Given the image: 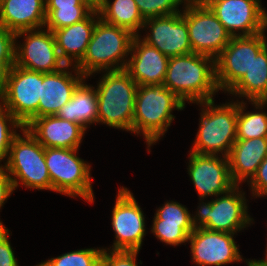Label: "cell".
Here are the masks:
<instances>
[{
  "label": "cell",
  "instance_id": "22",
  "mask_svg": "<svg viewBox=\"0 0 267 266\" xmlns=\"http://www.w3.org/2000/svg\"><path fill=\"white\" fill-rule=\"evenodd\" d=\"M267 157V137L236 140L228 155L230 174L235 185L247 184Z\"/></svg>",
  "mask_w": 267,
  "mask_h": 266
},
{
  "label": "cell",
  "instance_id": "4",
  "mask_svg": "<svg viewBox=\"0 0 267 266\" xmlns=\"http://www.w3.org/2000/svg\"><path fill=\"white\" fill-rule=\"evenodd\" d=\"M134 36L129 30L99 18L86 52L75 67L87 79L102 71L125 69Z\"/></svg>",
  "mask_w": 267,
  "mask_h": 266
},
{
  "label": "cell",
  "instance_id": "34",
  "mask_svg": "<svg viewBox=\"0 0 267 266\" xmlns=\"http://www.w3.org/2000/svg\"><path fill=\"white\" fill-rule=\"evenodd\" d=\"M139 251L103 249L100 266H138Z\"/></svg>",
  "mask_w": 267,
  "mask_h": 266
},
{
  "label": "cell",
  "instance_id": "29",
  "mask_svg": "<svg viewBox=\"0 0 267 266\" xmlns=\"http://www.w3.org/2000/svg\"><path fill=\"white\" fill-rule=\"evenodd\" d=\"M152 222L151 233L161 242L174 247L186 244L189 235L194 230L192 224L163 223V220L158 219L155 215Z\"/></svg>",
  "mask_w": 267,
  "mask_h": 266
},
{
  "label": "cell",
  "instance_id": "30",
  "mask_svg": "<svg viewBox=\"0 0 267 266\" xmlns=\"http://www.w3.org/2000/svg\"><path fill=\"white\" fill-rule=\"evenodd\" d=\"M103 247L85 248L44 261L48 266H100Z\"/></svg>",
  "mask_w": 267,
  "mask_h": 266
},
{
  "label": "cell",
  "instance_id": "3",
  "mask_svg": "<svg viewBox=\"0 0 267 266\" xmlns=\"http://www.w3.org/2000/svg\"><path fill=\"white\" fill-rule=\"evenodd\" d=\"M102 73L95 85L98 97L97 124L132 133L138 85L125 69Z\"/></svg>",
  "mask_w": 267,
  "mask_h": 266
},
{
  "label": "cell",
  "instance_id": "26",
  "mask_svg": "<svg viewBox=\"0 0 267 266\" xmlns=\"http://www.w3.org/2000/svg\"><path fill=\"white\" fill-rule=\"evenodd\" d=\"M45 28L52 32L86 19L96 5L90 0H48Z\"/></svg>",
  "mask_w": 267,
  "mask_h": 266
},
{
  "label": "cell",
  "instance_id": "8",
  "mask_svg": "<svg viewBox=\"0 0 267 266\" xmlns=\"http://www.w3.org/2000/svg\"><path fill=\"white\" fill-rule=\"evenodd\" d=\"M78 149L45 148V162L51 179V191L94 202L91 164L78 157Z\"/></svg>",
  "mask_w": 267,
  "mask_h": 266
},
{
  "label": "cell",
  "instance_id": "2",
  "mask_svg": "<svg viewBox=\"0 0 267 266\" xmlns=\"http://www.w3.org/2000/svg\"><path fill=\"white\" fill-rule=\"evenodd\" d=\"M186 104L164 84L138 86L135 98L132 134H142L150 148L167 132L175 116L173 110H184Z\"/></svg>",
  "mask_w": 267,
  "mask_h": 266
},
{
  "label": "cell",
  "instance_id": "25",
  "mask_svg": "<svg viewBox=\"0 0 267 266\" xmlns=\"http://www.w3.org/2000/svg\"><path fill=\"white\" fill-rule=\"evenodd\" d=\"M247 101H267V45L253 59L249 70L227 92Z\"/></svg>",
  "mask_w": 267,
  "mask_h": 266
},
{
  "label": "cell",
  "instance_id": "13",
  "mask_svg": "<svg viewBox=\"0 0 267 266\" xmlns=\"http://www.w3.org/2000/svg\"><path fill=\"white\" fill-rule=\"evenodd\" d=\"M145 218L133 193L121 186L117 191L111 216L115 239L111 247L103 249L140 251L146 235Z\"/></svg>",
  "mask_w": 267,
  "mask_h": 266
},
{
  "label": "cell",
  "instance_id": "35",
  "mask_svg": "<svg viewBox=\"0 0 267 266\" xmlns=\"http://www.w3.org/2000/svg\"><path fill=\"white\" fill-rule=\"evenodd\" d=\"M10 234L7 227L0 226V266H19L8 238Z\"/></svg>",
  "mask_w": 267,
  "mask_h": 266
},
{
  "label": "cell",
  "instance_id": "5",
  "mask_svg": "<svg viewBox=\"0 0 267 266\" xmlns=\"http://www.w3.org/2000/svg\"><path fill=\"white\" fill-rule=\"evenodd\" d=\"M214 101L196 103L200 105L201 113L198 132L190 151L228 157L237 140V100L220 105H215Z\"/></svg>",
  "mask_w": 267,
  "mask_h": 266
},
{
  "label": "cell",
  "instance_id": "7",
  "mask_svg": "<svg viewBox=\"0 0 267 266\" xmlns=\"http://www.w3.org/2000/svg\"><path fill=\"white\" fill-rule=\"evenodd\" d=\"M246 192L236 185L227 193L205 201L200 198L198 209L191 215L194 228L203 227L211 231L236 234L253 224L248 213ZM247 201V202H246Z\"/></svg>",
  "mask_w": 267,
  "mask_h": 266
},
{
  "label": "cell",
  "instance_id": "41",
  "mask_svg": "<svg viewBox=\"0 0 267 266\" xmlns=\"http://www.w3.org/2000/svg\"><path fill=\"white\" fill-rule=\"evenodd\" d=\"M36 266H48L45 262H41L39 264H37Z\"/></svg>",
  "mask_w": 267,
  "mask_h": 266
},
{
  "label": "cell",
  "instance_id": "33",
  "mask_svg": "<svg viewBox=\"0 0 267 266\" xmlns=\"http://www.w3.org/2000/svg\"><path fill=\"white\" fill-rule=\"evenodd\" d=\"M155 216L163 220V223L192 224L190 211L177 201H166L156 209Z\"/></svg>",
  "mask_w": 267,
  "mask_h": 266
},
{
  "label": "cell",
  "instance_id": "15",
  "mask_svg": "<svg viewBox=\"0 0 267 266\" xmlns=\"http://www.w3.org/2000/svg\"><path fill=\"white\" fill-rule=\"evenodd\" d=\"M188 152L187 172L199 199L223 195L236 186L231 178L228 157Z\"/></svg>",
  "mask_w": 267,
  "mask_h": 266
},
{
  "label": "cell",
  "instance_id": "28",
  "mask_svg": "<svg viewBox=\"0 0 267 266\" xmlns=\"http://www.w3.org/2000/svg\"><path fill=\"white\" fill-rule=\"evenodd\" d=\"M248 102L255 107L254 111H246L247 107L245 105L247 101H240L237 98L236 139L248 140L257 137H267V113L263 109L267 107V101L256 100Z\"/></svg>",
  "mask_w": 267,
  "mask_h": 266
},
{
  "label": "cell",
  "instance_id": "14",
  "mask_svg": "<svg viewBox=\"0 0 267 266\" xmlns=\"http://www.w3.org/2000/svg\"><path fill=\"white\" fill-rule=\"evenodd\" d=\"M202 1L232 37L252 36L267 29V11L261 0Z\"/></svg>",
  "mask_w": 267,
  "mask_h": 266
},
{
  "label": "cell",
  "instance_id": "6",
  "mask_svg": "<svg viewBox=\"0 0 267 266\" xmlns=\"http://www.w3.org/2000/svg\"><path fill=\"white\" fill-rule=\"evenodd\" d=\"M12 141L3 169L13 182L14 189L51 191V179L45 162V148L23 128ZM20 184V185H19Z\"/></svg>",
  "mask_w": 267,
  "mask_h": 266
},
{
  "label": "cell",
  "instance_id": "39",
  "mask_svg": "<svg viewBox=\"0 0 267 266\" xmlns=\"http://www.w3.org/2000/svg\"><path fill=\"white\" fill-rule=\"evenodd\" d=\"M15 65V61H0V96L5 87L9 69Z\"/></svg>",
  "mask_w": 267,
  "mask_h": 266
},
{
  "label": "cell",
  "instance_id": "32",
  "mask_svg": "<svg viewBox=\"0 0 267 266\" xmlns=\"http://www.w3.org/2000/svg\"><path fill=\"white\" fill-rule=\"evenodd\" d=\"M142 15L146 20L152 17L168 16L180 13V5H184L187 0H134Z\"/></svg>",
  "mask_w": 267,
  "mask_h": 266
},
{
  "label": "cell",
  "instance_id": "21",
  "mask_svg": "<svg viewBox=\"0 0 267 266\" xmlns=\"http://www.w3.org/2000/svg\"><path fill=\"white\" fill-rule=\"evenodd\" d=\"M99 18L95 9L86 19L53 31L59 56L66 65L76 66L82 60Z\"/></svg>",
  "mask_w": 267,
  "mask_h": 266
},
{
  "label": "cell",
  "instance_id": "1",
  "mask_svg": "<svg viewBox=\"0 0 267 266\" xmlns=\"http://www.w3.org/2000/svg\"><path fill=\"white\" fill-rule=\"evenodd\" d=\"M163 84L185 104L213 100L219 92L215 59L193 52L171 57Z\"/></svg>",
  "mask_w": 267,
  "mask_h": 266
},
{
  "label": "cell",
  "instance_id": "27",
  "mask_svg": "<svg viewBox=\"0 0 267 266\" xmlns=\"http://www.w3.org/2000/svg\"><path fill=\"white\" fill-rule=\"evenodd\" d=\"M96 9L106 23L125 28L135 36L140 35L145 19L134 0H100Z\"/></svg>",
  "mask_w": 267,
  "mask_h": 266
},
{
  "label": "cell",
  "instance_id": "37",
  "mask_svg": "<svg viewBox=\"0 0 267 266\" xmlns=\"http://www.w3.org/2000/svg\"><path fill=\"white\" fill-rule=\"evenodd\" d=\"M15 34L0 26V61H15Z\"/></svg>",
  "mask_w": 267,
  "mask_h": 266
},
{
  "label": "cell",
  "instance_id": "43",
  "mask_svg": "<svg viewBox=\"0 0 267 266\" xmlns=\"http://www.w3.org/2000/svg\"><path fill=\"white\" fill-rule=\"evenodd\" d=\"M92 3H94L95 5H97L98 4V2L100 1V0H90Z\"/></svg>",
  "mask_w": 267,
  "mask_h": 266
},
{
  "label": "cell",
  "instance_id": "10",
  "mask_svg": "<svg viewBox=\"0 0 267 266\" xmlns=\"http://www.w3.org/2000/svg\"><path fill=\"white\" fill-rule=\"evenodd\" d=\"M43 73L16 65L9 69L1 94L2 107L8 110L24 128L38 118Z\"/></svg>",
  "mask_w": 267,
  "mask_h": 266
},
{
  "label": "cell",
  "instance_id": "24",
  "mask_svg": "<svg viewBox=\"0 0 267 266\" xmlns=\"http://www.w3.org/2000/svg\"><path fill=\"white\" fill-rule=\"evenodd\" d=\"M85 82L86 79L77 86L71 100L59 109L56 116L73 123H78L87 131L91 124L97 123L98 97L95 87Z\"/></svg>",
  "mask_w": 267,
  "mask_h": 266
},
{
  "label": "cell",
  "instance_id": "18",
  "mask_svg": "<svg viewBox=\"0 0 267 266\" xmlns=\"http://www.w3.org/2000/svg\"><path fill=\"white\" fill-rule=\"evenodd\" d=\"M134 36L125 70L138 86L163 84L169 58L157 48Z\"/></svg>",
  "mask_w": 267,
  "mask_h": 266
},
{
  "label": "cell",
  "instance_id": "40",
  "mask_svg": "<svg viewBox=\"0 0 267 266\" xmlns=\"http://www.w3.org/2000/svg\"><path fill=\"white\" fill-rule=\"evenodd\" d=\"M245 264L247 266H267V261L264 260H258V259H245Z\"/></svg>",
  "mask_w": 267,
  "mask_h": 266
},
{
  "label": "cell",
  "instance_id": "12",
  "mask_svg": "<svg viewBox=\"0 0 267 266\" xmlns=\"http://www.w3.org/2000/svg\"><path fill=\"white\" fill-rule=\"evenodd\" d=\"M22 37L21 43L18 39ZM15 65L42 73L57 72L66 66L59 56L53 32L45 27L16 32Z\"/></svg>",
  "mask_w": 267,
  "mask_h": 266
},
{
  "label": "cell",
  "instance_id": "36",
  "mask_svg": "<svg viewBox=\"0 0 267 266\" xmlns=\"http://www.w3.org/2000/svg\"><path fill=\"white\" fill-rule=\"evenodd\" d=\"M247 185L251 188L253 198L267 196V157L258 166L255 176Z\"/></svg>",
  "mask_w": 267,
  "mask_h": 266
},
{
  "label": "cell",
  "instance_id": "17",
  "mask_svg": "<svg viewBox=\"0 0 267 266\" xmlns=\"http://www.w3.org/2000/svg\"><path fill=\"white\" fill-rule=\"evenodd\" d=\"M142 29L149 30L141 39L168 58L192 52L183 7L180 13L146 19Z\"/></svg>",
  "mask_w": 267,
  "mask_h": 266
},
{
  "label": "cell",
  "instance_id": "23",
  "mask_svg": "<svg viewBox=\"0 0 267 266\" xmlns=\"http://www.w3.org/2000/svg\"><path fill=\"white\" fill-rule=\"evenodd\" d=\"M46 21V4L43 0H1L0 26L7 30L44 28Z\"/></svg>",
  "mask_w": 267,
  "mask_h": 266
},
{
  "label": "cell",
  "instance_id": "38",
  "mask_svg": "<svg viewBox=\"0 0 267 266\" xmlns=\"http://www.w3.org/2000/svg\"><path fill=\"white\" fill-rule=\"evenodd\" d=\"M14 190L12 179L7 172L0 167V210L7 202L8 198H10L11 194H13ZM0 226H3L1 219Z\"/></svg>",
  "mask_w": 267,
  "mask_h": 266
},
{
  "label": "cell",
  "instance_id": "16",
  "mask_svg": "<svg viewBox=\"0 0 267 266\" xmlns=\"http://www.w3.org/2000/svg\"><path fill=\"white\" fill-rule=\"evenodd\" d=\"M235 234L194 228L189 235L191 259L197 266H222L244 260L236 245Z\"/></svg>",
  "mask_w": 267,
  "mask_h": 266
},
{
  "label": "cell",
  "instance_id": "42",
  "mask_svg": "<svg viewBox=\"0 0 267 266\" xmlns=\"http://www.w3.org/2000/svg\"><path fill=\"white\" fill-rule=\"evenodd\" d=\"M266 253L264 254L265 255V258L264 259H261V260H264V261H267V246H266Z\"/></svg>",
  "mask_w": 267,
  "mask_h": 266
},
{
  "label": "cell",
  "instance_id": "9",
  "mask_svg": "<svg viewBox=\"0 0 267 266\" xmlns=\"http://www.w3.org/2000/svg\"><path fill=\"white\" fill-rule=\"evenodd\" d=\"M183 7L192 52L216 59L232 36L202 0H187Z\"/></svg>",
  "mask_w": 267,
  "mask_h": 266
},
{
  "label": "cell",
  "instance_id": "20",
  "mask_svg": "<svg viewBox=\"0 0 267 266\" xmlns=\"http://www.w3.org/2000/svg\"><path fill=\"white\" fill-rule=\"evenodd\" d=\"M73 69L71 72L69 70ZM74 72V74H72ZM86 79L75 67L66 65L53 73H43L38 118L56 115L59 109L71 100L74 90Z\"/></svg>",
  "mask_w": 267,
  "mask_h": 266
},
{
  "label": "cell",
  "instance_id": "19",
  "mask_svg": "<svg viewBox=\"0 0 267 266\" xmlns=\"http://www.w3.org/2000/svg\"><path fill=\"white\" fill-rule=\"evenodd\" d=\"M25 128L44 148H80L86 132L80 124L56 115L34 118Z\"/></svg>",
  "mask_w": 267,
  "mask_h": 266
},
{
  "label": "cell",
  "instance_id": "31",
  "mask_svg": "<svg viewBox=\"0 0 267 266\" xmlns=\"http://www.w3.org/2000/svg\"><path fill=\"white\" fill-rule=\"evenodd\" d=\"M24 126L6 109H0V167L5 165L13 139L21 133Z\"/></svg>",
  "mask_w": 267,
  "mask_h": 266
},
{
  "label": "cell",
  "instance_id": "44",
  "mask_svg": "<svg viewBox=\"0 0 267 266\" xmlns=\"http://www.w3.org/2000/svg\"><path fill=\"white\" fill-rule=\"evenodd\" d=\"M2 108V103H1V96H0V109Z\"/></svg>",
  "mask_w": 267,
  "mask_h": 266
},
{
  "label": "cell",
  "instance_id": "11",
  "mask_svg": "<svg viewBox=\"0 0 267 266\" xmlns=\"http://www.w3.org/2000/svg\"><path fill=\"white\" fill-rule=\"evenodd\" d=\"M261 32L252 36L232 37L215 59L218 89L227 93L249 70L253 59L267 45V36Z\"/></svg>",
  "mask_w": 267,
  "mask_h": 266
}]
</instances>
